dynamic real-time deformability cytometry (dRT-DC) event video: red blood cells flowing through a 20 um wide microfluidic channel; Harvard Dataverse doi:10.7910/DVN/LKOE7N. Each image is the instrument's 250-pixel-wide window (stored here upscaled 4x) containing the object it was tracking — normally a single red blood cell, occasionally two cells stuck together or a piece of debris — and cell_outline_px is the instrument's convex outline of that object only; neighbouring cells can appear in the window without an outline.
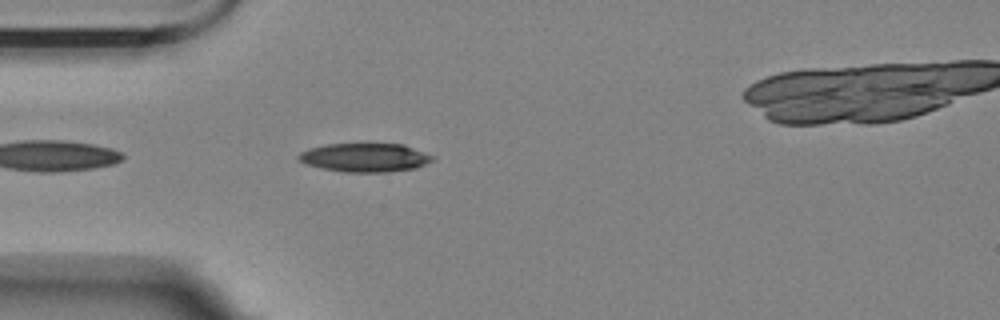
{"species": "Egyptian fruit bat (a non-hibernating species)", "species_latin": "Rousettus aegyptiacus", "temperature_condition": "room temperature", "stored_images_in_passage": 16, "camera_frame_rate_fps": 3000, "um_per_image_px": 0.085, "animal": {"sex": "female"}, "frame": {"image": 1, "passage_image": 3, "time_ms": 0.667, "image_size_px": [1000, 320], "cell_outline_px": [[432, 160], [416, 168], [388, 172], [344, 172], [304, 164], [296, 156], [300, 152], [308, 148], [328, 144], [404, 144], [432, 156]], "centroid_in_image_um": [30.97, 13.39], "position_along_channel_um": 54.0, "area_um2": 22.2}}
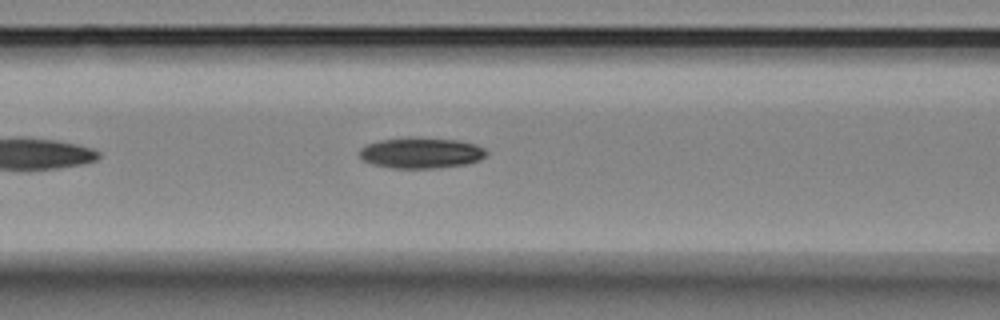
{"frame": {"image": 2, "passage_image": 10, "time_ms": 3.0, "image_size_px": [1000, 320], "cell_outline_px": [[488, 156], [480, 160], [468, 164], [440, 168], [392, 168], [372, 164], [360, 160], [360, 148], [368, 144], [380, 140], [404, 136], [420, 136], [456, 140], [476, 144], [484, 148], [488, 152]], "centroid_in_image_um": [35.81, 12.98], "position_along_channel_um": 130.8, "area_um2": 23.47}}
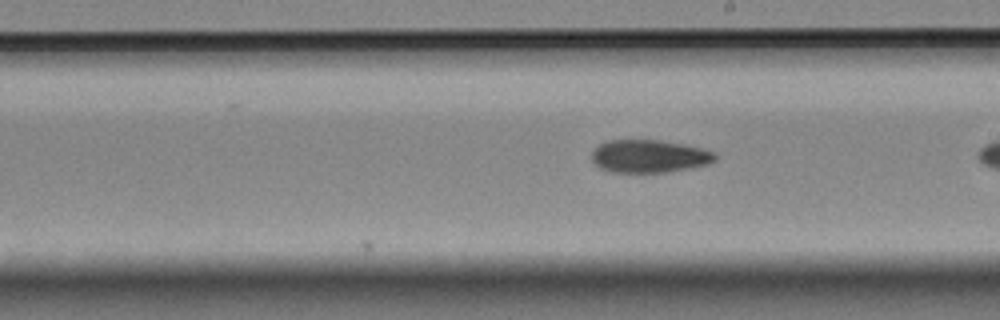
{"frame": {"image": 3, "passage_image": 16, "time_ms": 5.0, "image_size_px": [1000, 320], "cell_outline_px": [[716, 160], [708, 164], [668, 172], [612, 172], [600, 168], [592, 160], [592, 152], [600, 144], [608, 140], [656, 140], [680, 144], [700, 148], [712, 152], [716, 156]], "centroid_in_image_um": [55.15, 13.28], "position_along_channel_um": 233.8, "area_um2": 23.24}}